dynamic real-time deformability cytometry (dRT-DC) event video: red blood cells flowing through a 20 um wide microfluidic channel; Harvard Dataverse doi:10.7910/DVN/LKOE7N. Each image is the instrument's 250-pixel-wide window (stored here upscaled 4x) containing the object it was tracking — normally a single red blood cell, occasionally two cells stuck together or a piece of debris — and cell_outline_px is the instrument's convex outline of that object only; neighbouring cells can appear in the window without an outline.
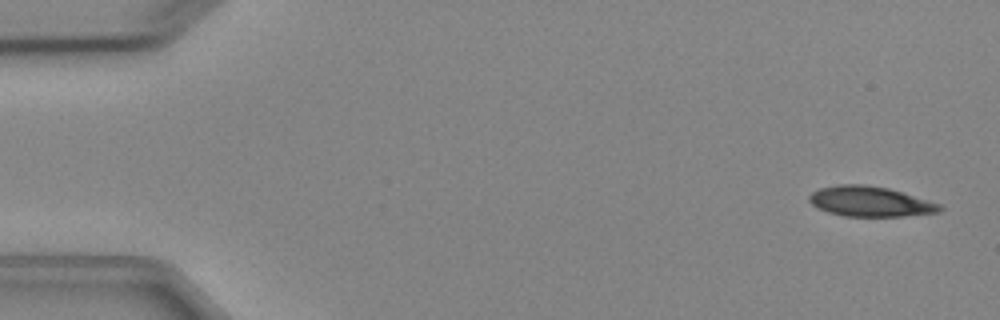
{"species": "Egyptian fruit bat (a non-hibernating species)", "species_latin": "Rousettus aegyptiacus", "temperature_condition": "cold", "stored_images_in_passage": 2, "segment_of_instrument_passage": [2, 2], "camera_frame_rate_fps": 3000, "um_per_image_px": 0.085, "animal": {"sex": "female"}, "frame": {"image": 1, "passage_image": 2, "time_ms": 1.333, "image_size_px": [1000, 320], "cell_outline_px": [[944, 208], [940, 212], [904, 216], [844, 216], [828, 212], [812, 204], [808, 200], [808, 196], [812, 192], [820, 188], [840, 184], [864, 184], [888, 188], [940, 204]], "centroid_in_image_um": [73.95, 17.13], "position_along_channel_um": 11.0, "area_um2": 22.77}}